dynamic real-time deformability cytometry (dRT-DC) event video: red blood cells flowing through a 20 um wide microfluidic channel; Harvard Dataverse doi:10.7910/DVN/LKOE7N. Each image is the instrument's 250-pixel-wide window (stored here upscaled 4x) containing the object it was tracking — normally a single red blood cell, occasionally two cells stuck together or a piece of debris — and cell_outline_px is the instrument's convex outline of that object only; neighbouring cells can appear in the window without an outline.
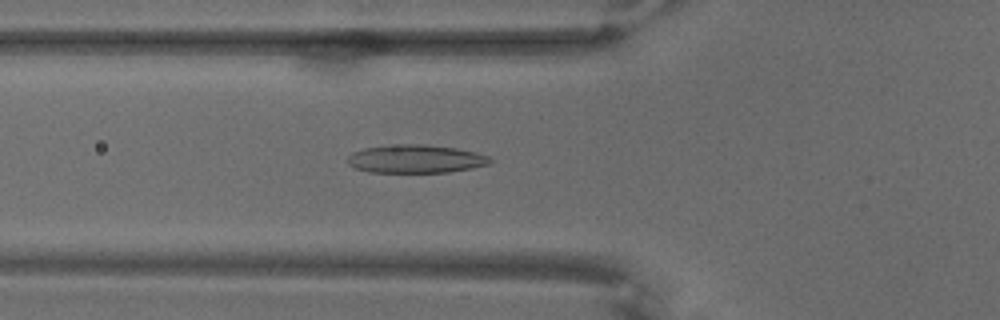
{"species": "common noctule bat (a hibernating species)", "species_latin": "Nyctalus noctula", "temperature_condition": "warm", "stored_images_in_passage": 68, "camera_frame_rate_fps": 3000, "um_per_image_px": 0.085, "animal": {"sex": "male", "body_mass_g": 18.8}, "frame": {"image": 1, "passage_image": 25, "time_ms": 8.0, "image_size_px": [1000, 320], "cell_outline_px": [[492, 160], [488, 164], [472, 168], [448, 172], [368, 172], [356, 168], [348, 164], [348, 156], [352, 152], [364, 148], [388, 144], [424, 144], [456, 148], [476, 152], [488, 156]], "centroid_in_image_um": [35.31, 13.5], "position_along_channel_um": 90.5, "area_um2": 23.52}}
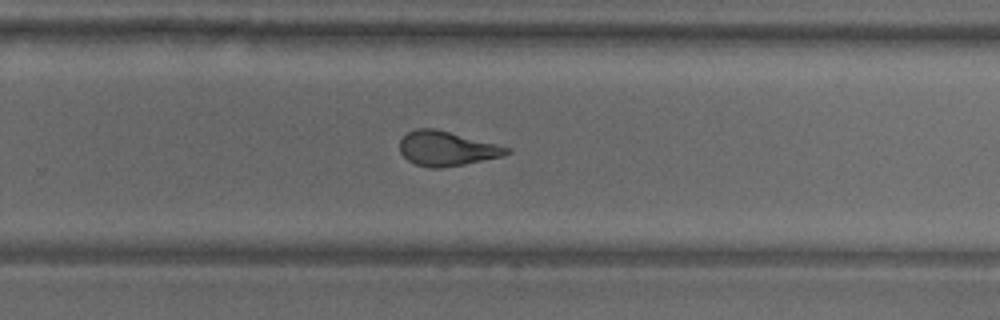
{"frame": {"image": 2, "passage_image": 45, "time_ms": 14.667, "image_size_px": [1000, 320], "cell_outline_px": [[512, 152], [504, 156], [464, 164], [440, 168], [428, 168], [416, 164], [408, 160], [400, 152], [400, 140], [408, 132], [416, 128], [436, 128], [512, 148]], "centroid_in_image_um": [37.99, 12.62], "position_along_channel_um": 291.8, "area_um2": 21.62}}
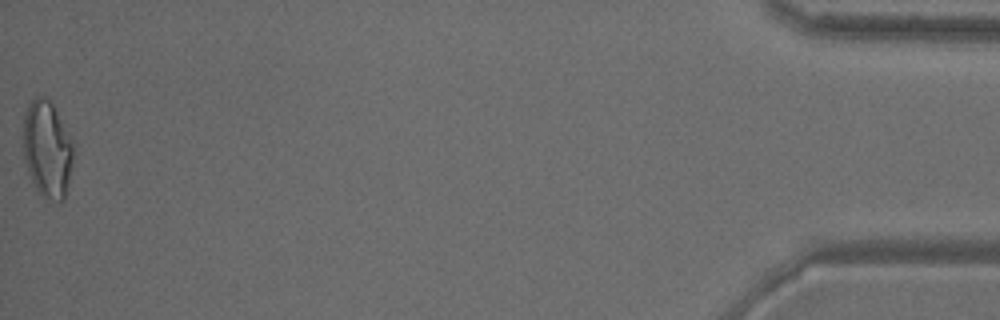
{"frame": {"image": 3, "passage_image": 68, "time_ms": 22.333, "image_size_px": [1000, 320], "cell_outline_px": [[72, 164], [68, 184], [64, 200], [60, 204], [36, 192], [28, 172], [24, 160], [24, 112], [28, 104], [36, 96], [44, 96], [52, 100], [72, 144]], "centroid_in_image_um": [3.99, 12.69], "position_along_channel_um": 431.2, "area_um2": 28.32}}